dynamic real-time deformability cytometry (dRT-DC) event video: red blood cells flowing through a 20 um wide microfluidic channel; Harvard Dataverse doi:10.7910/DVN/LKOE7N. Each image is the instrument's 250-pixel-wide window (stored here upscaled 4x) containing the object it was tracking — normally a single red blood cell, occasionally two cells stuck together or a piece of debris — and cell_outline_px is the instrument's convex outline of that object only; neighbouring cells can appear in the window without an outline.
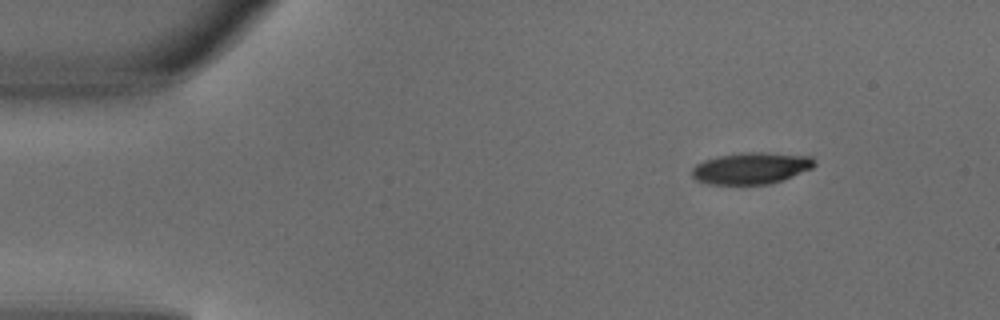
{"species": "common noctule bat (a hibernating species)", "species_latin": "Nyctalus noctula", "temperature_condition": "warm", "stored_images_in_passage": 4, "camera_frame_rate_fps": 3000, "um_per_image_px": 0.085, "animal": {"sex": "male", "body_mass_g": 18.8}, "frame": {"image": 1, "passage_image": 1, "time_ms": 0.0, "image_size_px": [1000, 320], "cell_outline_px": [[816, 164], [812, 168], [780, 180], [768, 184], [708, 184], [696, 180], [692, 176], [692, 168], [696, 164], [704, 160], [720, 156], [744, 152], [768, 152], [812, 156]], "centroid_in_image_um": [63.84, 14.28], "position_along_channel_um": 21.2, "area_um2": 22.43}}
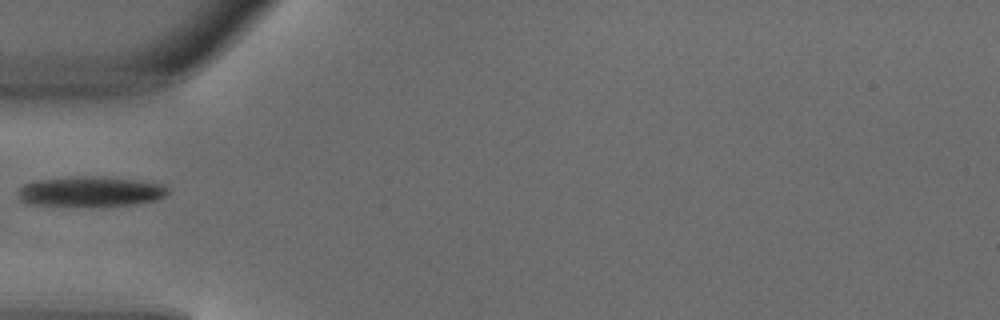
{"frame": {"image": 2, "passage_image": 4, "time_ms": 1.0, "image_size_px": [1000, 320], "cell_outline_px": [[168, 192], [164, 196], [156, 200], [136, 204], [24, 204], [20, 200], [16, 192], [24, 184], [40, 180], [72, 176], [104, 176], [136, 180], [164, 184], [168, 188]], "centroid_in_image_um": [7.69, 16.24], "position_along_channel_um": 77.3, "area_um2": 25.72}}